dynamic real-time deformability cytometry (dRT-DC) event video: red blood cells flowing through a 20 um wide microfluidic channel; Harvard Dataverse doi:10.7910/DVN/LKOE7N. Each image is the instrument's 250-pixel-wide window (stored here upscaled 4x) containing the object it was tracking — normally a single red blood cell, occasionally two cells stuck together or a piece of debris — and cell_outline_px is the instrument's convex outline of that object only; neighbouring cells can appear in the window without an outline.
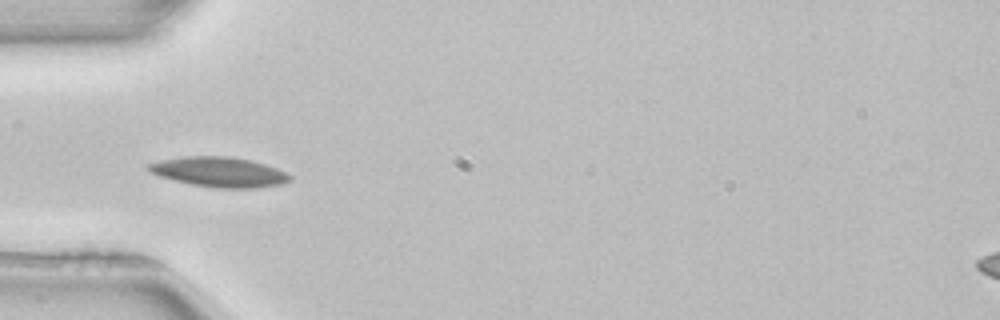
{"species": "common noctule bat (a hibernating species)", "species_latin": "Nyctalus noctula", "temperature_condition": "room temperature", "stored_images_in_passage": 32, "camera_frame_rate_fps": 3000, "um_per_image_px": 0.085, "animal": {"sex": "female", "body_mass_g": 22.7, "forearm_length_mm": 54.2}, "frame": {"image": 1, "passage_image": 5, "time_ms": 1.333, "image_size_px": [1000, 320], "cell_outline_px": [[292, 180], [280, 184], [256, 188], [220, 188], [192, 184], [160, 176], [148, 172], [144, 168], [144, 164], [160, 160], [180, 156], [228, 156], [252, 160], [276, 168], [292, 176]], "centroid_in_image_um": [18.57, 14.6], "position_along_channel_um": 66.4, "area_um2": 24.8}}
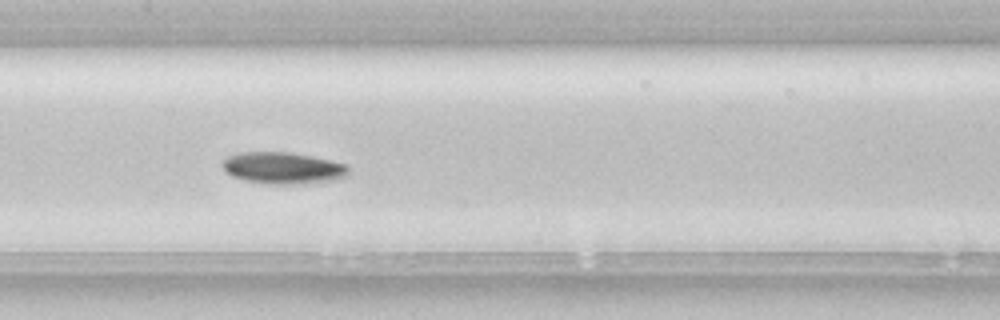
{"frame": {"image": 2, "passage_image": 14, "time_ms": 4.333, "image_size_px": [1000, 320], "cell_outline_px": [[348, 176], [336, 180], [316, 184], [268, 184], [244, 180], [232, 176], [224, 168], [224, 160], [228, 156], [240, 152], [288, 152], [312, 156], [332, 160], [348, 164]], "centroid_in_image_um": [24.14, 14.3], "position_along_channel_um": 183.3, "area_um2": 23.58}}
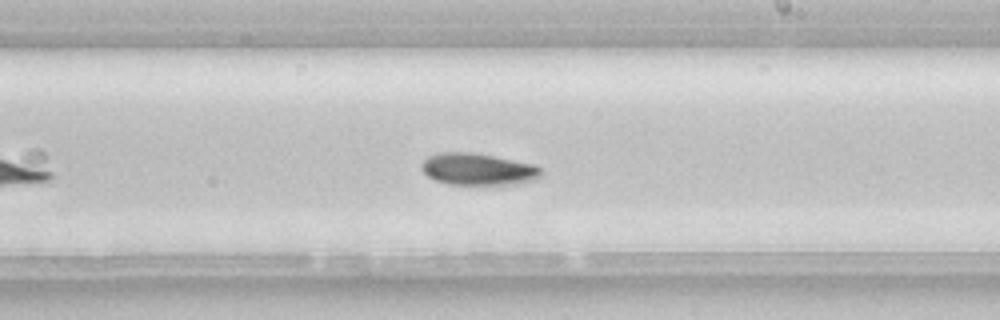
{"frame": {"image": 3, "passage_image": 19, "time_ms": 6.0, "image_size_px": [1000, 320], "cell_outline_px": [[544, 172], [536, 180], [520, 184], [448, 184], [436, 180], [428, 176], [420, 168], [420, 164], [428, 156], [440, 152], [472, 152], [536, 164]], "centroid_in_image_um": [40.66, 14.38], "position_along_channel_um": 248.3, "area_um2": 22.43}, "authors_computed_cell_mechanics": {"area_um2": 22.6287, "velocity_mm_per_s": 3.9205, "shape_relaxation_time_tau1_ms": 5.4665, "shape_relaxation_time_tau2_ms": null, "deformation_change_tau1": 0.122, "deformation_change_tau2": null}}